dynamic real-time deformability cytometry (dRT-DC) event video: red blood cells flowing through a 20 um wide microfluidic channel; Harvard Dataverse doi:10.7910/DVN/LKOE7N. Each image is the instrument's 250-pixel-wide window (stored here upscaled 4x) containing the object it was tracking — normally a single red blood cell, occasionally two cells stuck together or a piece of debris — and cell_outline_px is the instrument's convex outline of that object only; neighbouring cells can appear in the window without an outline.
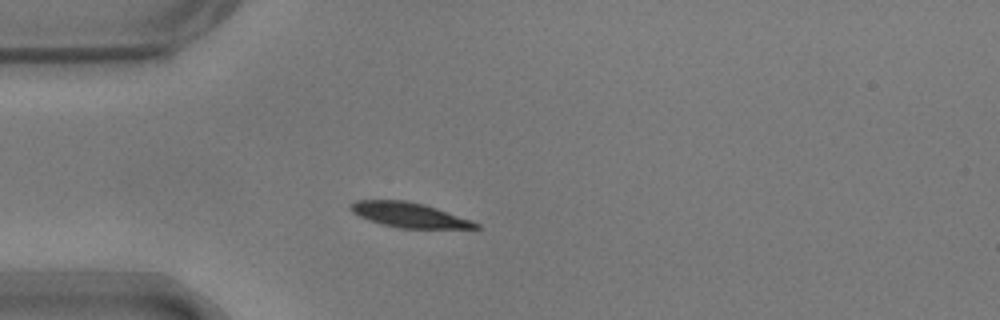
{"species": "common noctule bat (a hibernating species)", "species_latin": "Nyctalus noctula", "temperature_condition": "warm", "stored_images_in_passage": 42, "camera_frame_rate_fps": 3000, "um_per_image_px": 0.085, "animal": {"sex": "male", "body_mass_g": 17.9}, "frame": {"image": 1, "passage_image": 1, "time_ms": 0.0, "image_size_px": [1000, 320], "cell_outline_px": [[480, 228], [400, 228], [380, 224], [368, 220], [352, 212], [348, 208], [348, 204], [356, 200], [404, 200], [424, 204], [472, 220], [480, 224]], "centroid_in_image_um": [34.73, 18.26], "position_along_channel_um": 50.3, "area_um2": 18.15}}
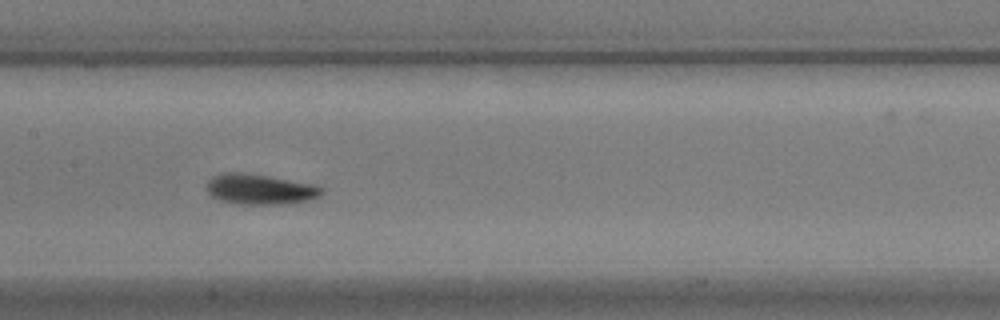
{"frame": {"image": 2, "passage_image": 13, "time_ms": 4.0, "image_size_px": [1000, 320], "cell_outline_px": [[324, 192], [320, 196], [308, 200], [288, 204], [240, 204], [220, 200], [212, 196], [208, 192], [208, 180], [212, 176], [224, 172], [244, 172], [268, 176], [312, 184], [324, 188]], "centroid_in_image_um": [22.11, 16.08], "position_along_channel_um": 185.3, "area_um2": 20.35}}
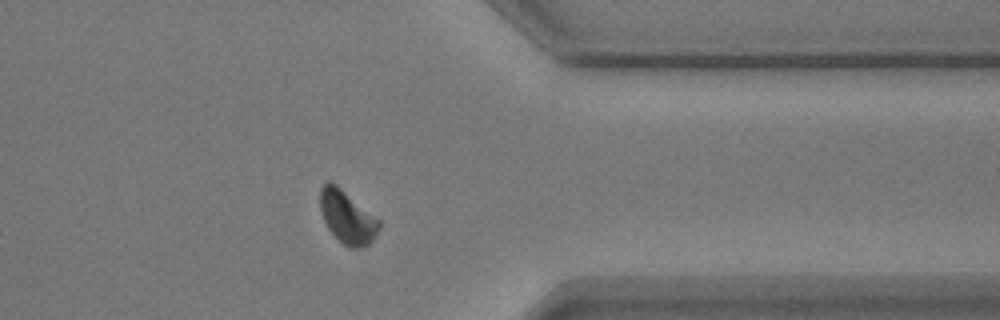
{"frame": {"image": 3, "passage_image": 30, "time_ms": 9.667, "image_size_px": [1000, 320], "cell_outline_px": [[380, 228], [376, 236], [368, 244], [360, 248], [348, 248], [328, 228], [324, 220], [320, 208], [320, 188], [328, 180], [336, 184], [380, 220]], "centroid_in_image_um": [29.52, 18.45], "position_along_channel_um": 381.9, "area_um2": 17.98}, "authors_computed_cell_mechanics": {"area_um2": 18.6116, "velocity_mm_per_s": 3.651, "shape_relaxation_time_tau1_ms": 2.4309, "shape_relaxation_time_tau2_ms": 2.748, "deformation_change_tau1": 0.1194, "deformation_change_tau2": 0.0422}}